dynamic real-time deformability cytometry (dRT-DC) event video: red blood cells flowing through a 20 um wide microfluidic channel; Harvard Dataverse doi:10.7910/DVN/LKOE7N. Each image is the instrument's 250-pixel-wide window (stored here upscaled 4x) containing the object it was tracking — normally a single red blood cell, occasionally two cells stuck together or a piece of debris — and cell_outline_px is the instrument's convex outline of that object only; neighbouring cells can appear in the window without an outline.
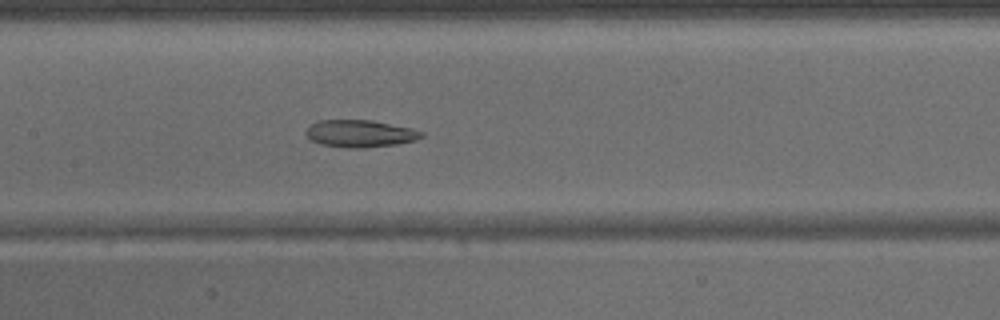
{"species": "common noctule bat (a hibernating species)", "species_latin": "Nyctalus noctula", "temperature_condition": "warm", "stored_images_in_passage": 39, "camera_frame_rate_fps": 3000, "um_per_image_px": 0.085, "animal": {"sex": "male", "body_mass_g": 15.6}, "frame": {"image": 1, "passage_image": 16, "time_ms": 5.0, "image_size_px": [1000, 320], "cell_outline_px": [[424, 136], [416, 140], [396, 144], [364, 148], [344, 148], [320, 144], [312, 140], [304, 132], [312, 124], [320, 120], [372, 120], [408, 128], [424, 132]], "centroid_in_image_um": [30.6, 11.36], "position_along_channel_um": 176.8, "area_um2": 18.21}}
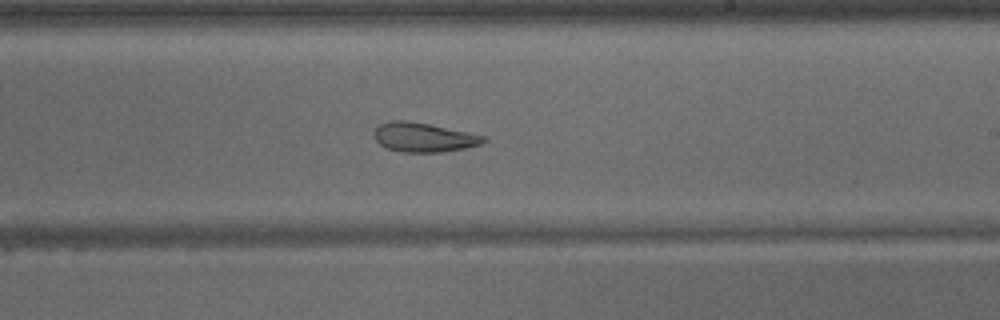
{"frame": {"image": 2, "passage_image": 21, "time_ms": 6.667, "image_size_px": [1000, 320], "cell_outline_px": [[488, 140], [480, 144], [464, 148], [440, 152], [404, 152], [388, 148], [380, 144], [376, 140], [372, 132], [380, 124], [388, 120], [408, 120], [468, 132], [484, 136]], "centroid_in_image_um": [35.98, 11.66], "position_along_channel_um": 253.0, "area_um2": 18.55}}
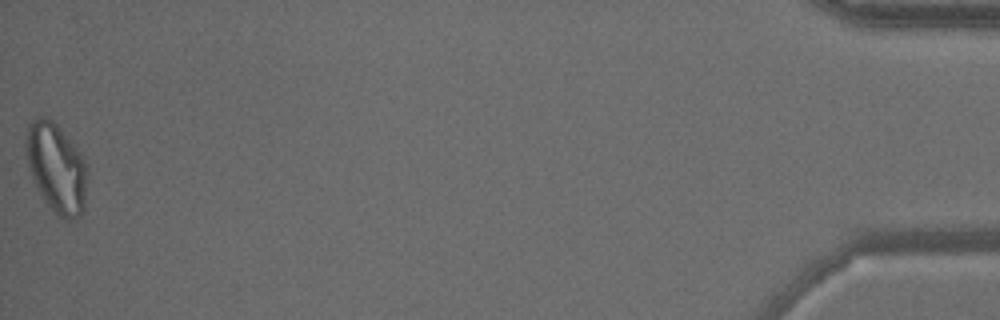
{"frame": {"image": 3, "passage_image": 39, "time_ms": 12.667, "image_size_px": [1000, 320], "cell_outline_px": [[88, 172], [84, 204], [80, 216], [72, 220], [68, 220], [60, 216], [44, 200], [36, 188], [28, 168], [24, 152], [24, 140], [28, 124], [36, 116], [44, 116], [52, 120], [60, 128], [80, 152], [88, 164]], "centroid_in_image_um": [4.77, 14.23], "position_along_channel_um": 430.4, "area_um2": 32.43}}